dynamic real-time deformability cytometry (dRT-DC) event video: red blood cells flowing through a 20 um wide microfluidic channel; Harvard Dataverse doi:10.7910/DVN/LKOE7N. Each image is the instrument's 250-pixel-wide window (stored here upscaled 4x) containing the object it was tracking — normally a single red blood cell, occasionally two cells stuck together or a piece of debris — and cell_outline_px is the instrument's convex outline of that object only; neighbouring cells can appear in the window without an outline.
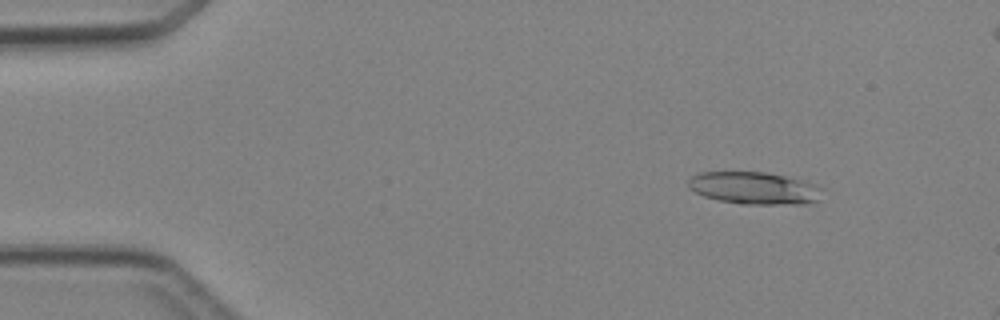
{"species": "Egyptian fruit bat (a non-hibernating species)", "species_latin": "Rousettus aegyptiacus", "temperature_condition": "cold", "stored_images_in_passage": 4, "camera_frame_rate_fps": 3000, "um_per_image_px": 0.085, "animal": {"sex": "female"}, "frame": {"image": 1, "passage_image": 1, "time_ms": 0.0, "image_size_px": [1000, 320], "cell_outline_px": [[824, 188], [816, 200], [808, 204], [740, 204], [716, 200], [704, 196], [688, 188], [688, 180], [692, 176], [700, 172], [764, 172], [804, 180]], "centroid_in_image_um": [64.1, 15.99], "position_along_channel_um": 20.9, "area_um2": 25.32}}